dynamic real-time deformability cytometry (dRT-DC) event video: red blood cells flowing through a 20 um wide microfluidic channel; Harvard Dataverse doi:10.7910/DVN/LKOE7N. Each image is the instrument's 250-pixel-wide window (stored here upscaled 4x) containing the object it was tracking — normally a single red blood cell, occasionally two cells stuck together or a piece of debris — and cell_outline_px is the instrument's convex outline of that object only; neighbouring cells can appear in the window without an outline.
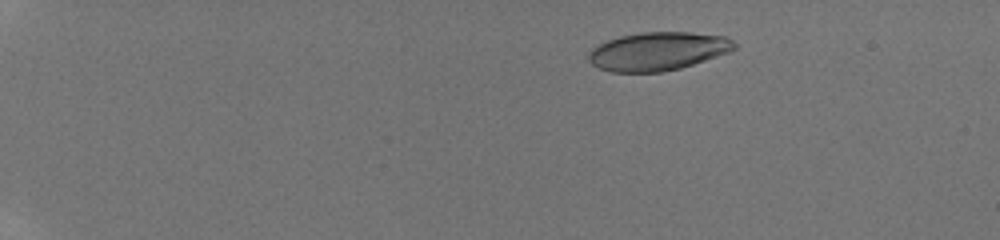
{"species": "human", "species_latin": "Homo sapiens", "temperature_condition": "room temperature", "stored_images_in_passage": 15, "camera_frame_rate_fps": 3000, "um_per_image_px": 0.085, "donor": {"sex": "male"}, "frame": {"image": 1, "passage_image": 7, "time_ms": 3.333, "image_size_px": [1000, 240], "cell_outline_px": [[736, 48], [728, 52], [680, 68], [660, 72], [612, 72], [600, 68], [592, 64], [588, 60], [588, 56], [592, 48], [608, 40], [620, 36], [640, 32], [692, 32], [724, 36], [732, 40], [736, 44]], "centroid_in_image_um": [55.91, 4.35], "position_along_channel_um": 29.1, "area_um2": 32.37}}
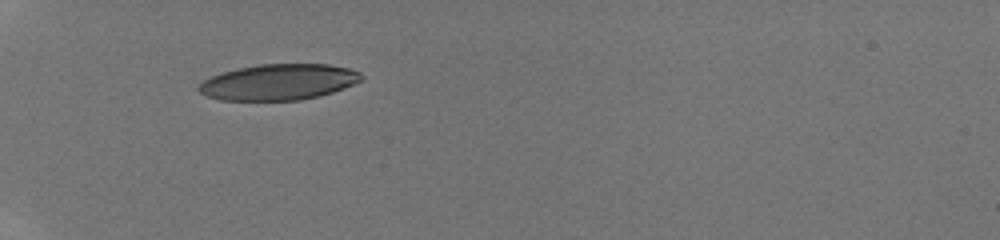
{"frame": {"image": 2, "passage_image": 13, "time_ms": 6.667, "image_size_px": [1000, 240], "cell_outline_px": [[364, 76], [360, 80], [352, 84], [332, 92], [320, 96], [300, 100], [220, 100], [208, 96], [200, 92], [196, 88], [204, 80], [212, 76], [224, 72], [240, 68], [260, 64], [328, 64], [352, 68], [360, 72]], "centroid_in_image_um": [23.71, 6.97], "position_along_channel_um": 61.3, "area_um2": 33.87}}
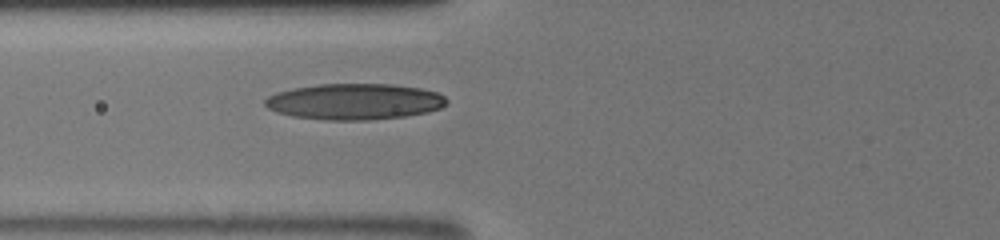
{"frame": {"image": 3, "passage_image": 15, "time_ms": 8.0, "image_size_px": [1000, 240], "cell_outline_px": [[448, 104], [440, 108], [428, 112], [404, 116], [368, 120], [324, 120], [292, 116], [276, 112], [268, 108], [264, 104], [264, 100], [268, 96], [276, 92], [292, 88], [320, 84], [392, 84], [420, 88], [436, 92], [444, 96], [448, 100]], "centroid_in_image_um": [30.12, 8.63], "position_along_channel_um": 95.7, "area_um2": 38.32}}